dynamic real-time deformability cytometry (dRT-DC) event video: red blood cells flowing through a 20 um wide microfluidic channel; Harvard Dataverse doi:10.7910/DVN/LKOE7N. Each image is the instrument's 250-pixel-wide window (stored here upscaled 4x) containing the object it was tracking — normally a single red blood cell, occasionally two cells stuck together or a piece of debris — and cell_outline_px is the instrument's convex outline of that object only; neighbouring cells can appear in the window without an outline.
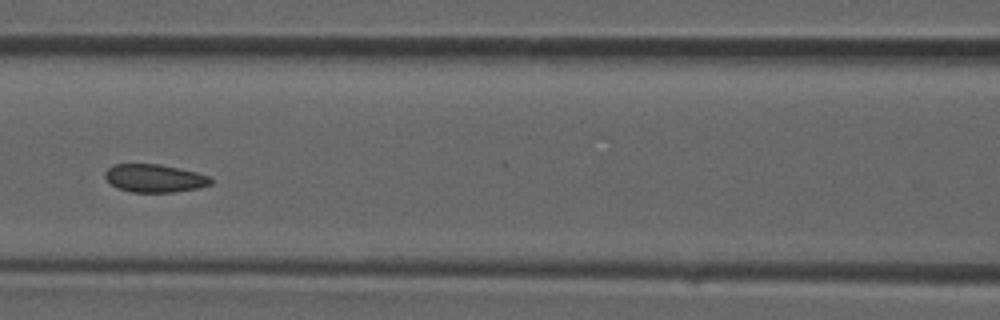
{"species": "common noctule bat (a hibernating species)", "species_latin": "Nyctalus noctula", "temperature_condition": "room temperature", "stored_images_in_passage": 29, "camera_frame_rate_fps": 3000, "um_per_image_px": 0.085, "animal": {"sex": "male", "forearm_length_mm": 52.5}, "frame": {"image": 1, "passage_image": 9, "time_ms": 2.667, "image_size_px": [1000, 320], "cell_outline_px": [[212, 184], [200, 188], [172, 192], [132, 192], [116, 188], [104, 176], [104, 172], [112, 164], [160, 164], [180, 168], [212, 176]], "centroid_in_image_um": [13.16, 15.15], "position_along_channel_um": 153.4, "area_um2": 17.46}}
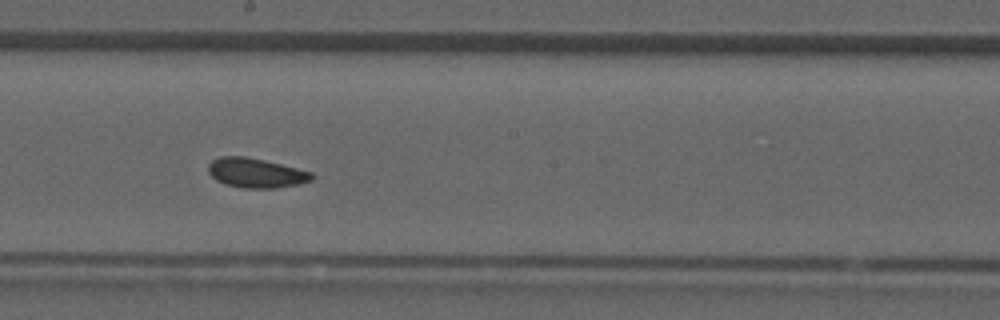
{"frame": {"image": 2, "passage_image": 13, "time_ms": 4.0, "image_size_px": [1000, 320], "cell_outline_px": [[316, 176], [312, 180], [296, 184], [276, 188], [240, 188], [224, 184], [216, 180], [208, 172], [208, 164], [212, 160], [220, 156], [244, 156], [264, 160], [312, 172]], "centroid_in_image_um": [21.73, 14.7], "position_along_channel_um": 226.5, "area_um2": 17.86}}